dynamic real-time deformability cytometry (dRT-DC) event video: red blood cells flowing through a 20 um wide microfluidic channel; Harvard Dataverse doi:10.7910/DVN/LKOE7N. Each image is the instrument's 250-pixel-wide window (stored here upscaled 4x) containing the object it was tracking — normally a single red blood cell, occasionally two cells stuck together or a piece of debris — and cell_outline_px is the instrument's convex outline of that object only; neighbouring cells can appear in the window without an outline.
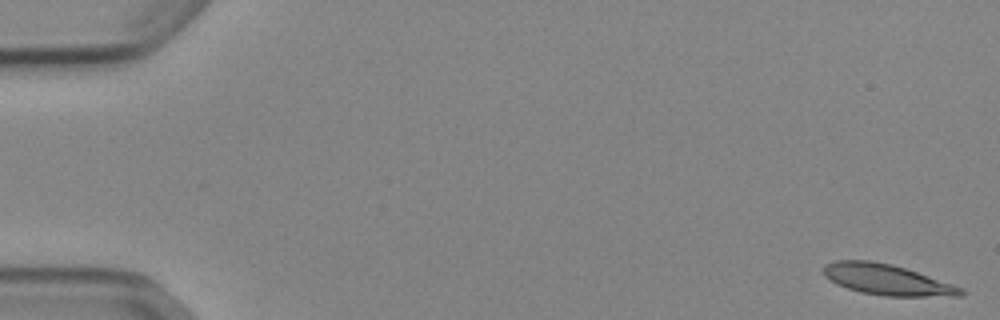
{"species": "Egyptian fruit bat (a non-hibernating species)", "species_latin": "Rousettus aegyptiacus", "temperature_condition": "cold", "stored_images_in_passage": 52, "camera_frame_rate_fps": 3000, "um_per_image_px": 0.085, "animal": {"sex": "female"}, "frame": {"image": 1, "passage_image": 1, "time_ms": 0.0, "image_size_px": [1000, 320], "cell_outline_px": [[964, 296], [884, 296], [860, 292], [836, 284], [824, 276], [824, 264], [836, 260], [872, 260], [892, 264], [964, 288]], "centroid_in_image_um": [75.37, 23.77], "position_along_channel_um": 9.6, "area_um2": 24.51}}
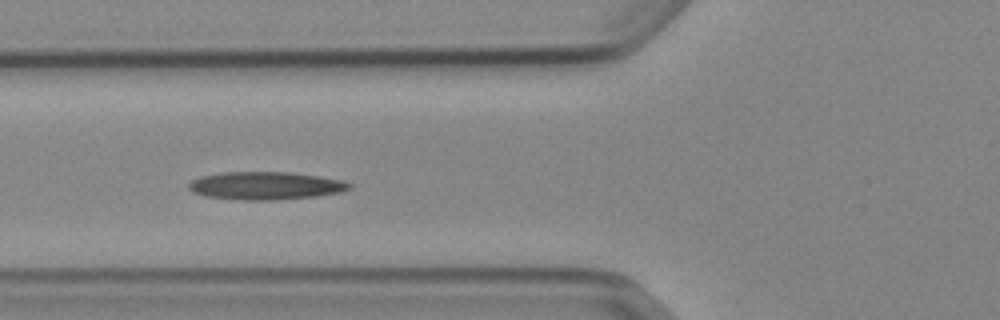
{"frame": {"image": 2, "passage_image": 20, "time_ms": 6.333, "image_size_px": [1000, 320], "cell_outline_px": [[352, 188], [340, 192], [316, 196], [276, 200], [240, 200], [204, 196], [192, 192], [188, 188], [188, 184], [192, 180], [200, 176], [220, 172], [288, 172], [320, 176], [344, 180], [352, 184]], "centroid_in_image_um": [22.56, 15.78], "position_along_channel_um": 103.2, "area_um2": 26.36}}
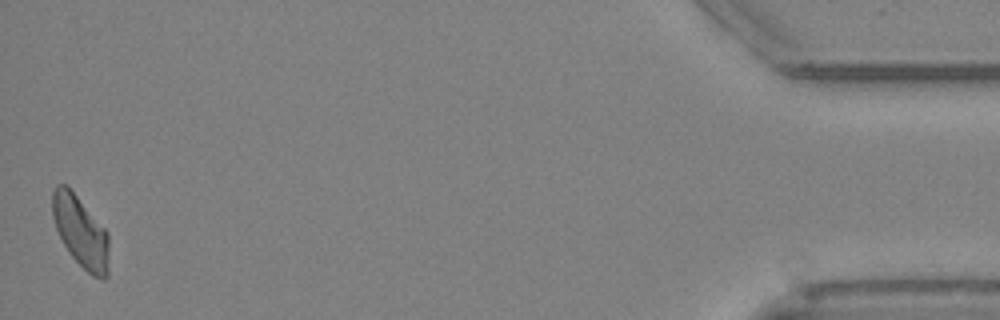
{"frame": {"image": 3, "passage_image": 52, "time_ms": 17.0, "image_size_px": [1000, 320], "cell_outline_px": [[108, 276], [104, 280], [92, 276], [72, 256], [64, 244], [56, 228], [52, 216], [52, 188], [56, 184], [68, 184], [108, 232]], "centroid_in_image_um": [6.85, 19.65], "position_along_channel_um": 428.4, "area_um2": 23.64}}